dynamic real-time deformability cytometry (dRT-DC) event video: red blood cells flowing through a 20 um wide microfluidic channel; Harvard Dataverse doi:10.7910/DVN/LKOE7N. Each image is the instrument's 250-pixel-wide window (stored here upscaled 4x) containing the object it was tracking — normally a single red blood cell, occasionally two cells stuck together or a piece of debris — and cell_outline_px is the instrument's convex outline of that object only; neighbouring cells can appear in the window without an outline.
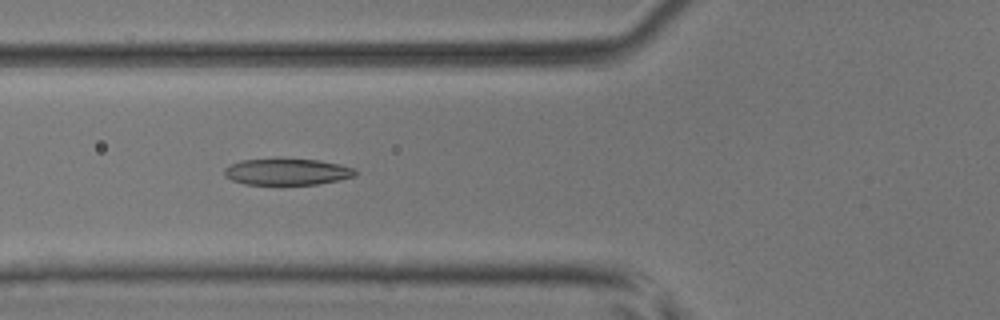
{"species": "common noctule bat (a hibernating species)", "species_latin": "Nyctalus noctula", "temperature_condition": "room temperature", "stored_images_in_passage": 6, "camera_frame_rate_fps": 3000, "um_per_image_px": 0.085, "animal": {"sex": "male", "body_mass_g": 17.9, "forearm_length_mm": 54.2}, "frame": {"image": 1, "passage_image": 6, "time_ms": 1.667, "image_size_px": [1000, 320], "cell_outline_px": [[356, 176], [316, 184], [244, 184], [232, 180], [224, 176], [224, 168], [228, 164], [240, 160], [320, 160], [340, 164], [356, 168]], "centroid_in_image_um": [24.38, 14.61], "position_along_channel_um": 101.4, "area_um2": 19.88}}